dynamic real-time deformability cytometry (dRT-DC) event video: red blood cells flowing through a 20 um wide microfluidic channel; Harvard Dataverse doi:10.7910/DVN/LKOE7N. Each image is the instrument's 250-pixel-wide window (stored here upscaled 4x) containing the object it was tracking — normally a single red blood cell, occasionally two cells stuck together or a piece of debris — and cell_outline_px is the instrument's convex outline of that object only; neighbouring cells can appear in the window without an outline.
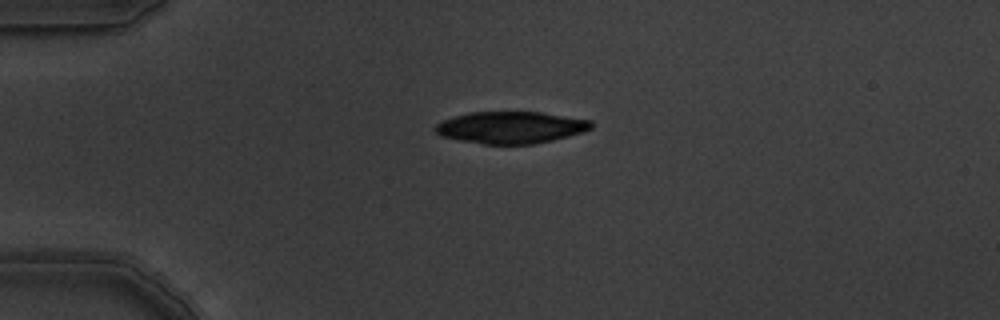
{"species": "common noctule bat (a hibernating species)", "species_latin": "Nyctalus noctula", "temperature_condition": "warm", "stored_images_in_passage": 7, "segment_of_instrument_passage": [2, 2], "camera_frame_rate_fps": 3000, "um_per_image_px": 0.085, "animal": {"sex": "male", "body_mass_g": 19.5, "forearm_length_mm": 54.6}, "frame": {"image": 1, "passage_image": 7, "time_ms": 2.0, "image_size_px": [1000, 320], "cell_outline_px": [[592, 128], [584, 132], [552, 140], [532, 144], [484, 144], [460, 140], [440, 136], [436, 132], [436, 124], [444, 120], [468, 112], [544, 112], [592, 120]], "centroid_in_image_um": [43.46, 10.83], "position_along_channel_um": 41.5, "area_um2": 28.96}}